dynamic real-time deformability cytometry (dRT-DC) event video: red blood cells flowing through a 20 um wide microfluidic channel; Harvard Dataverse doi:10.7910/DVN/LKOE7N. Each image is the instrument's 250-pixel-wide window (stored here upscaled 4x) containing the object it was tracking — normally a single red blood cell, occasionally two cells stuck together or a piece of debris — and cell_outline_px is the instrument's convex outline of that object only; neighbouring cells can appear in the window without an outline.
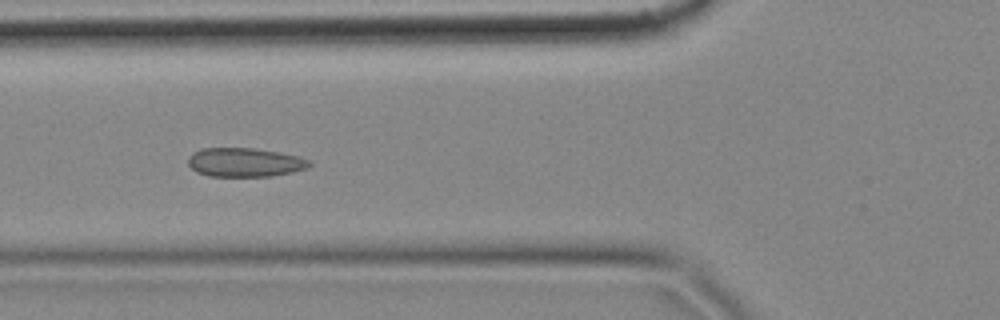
{"species": "common noctule bat (a hibernating species)", "species_latin": "Nyctalus noctula", "temperature_condition": "cold", "stored_images_in_passage": 58, "camera_frame_rate_fps": 3000, "um_per_image_px": 0.085, "animal": {"sex": "female", "body_mass_g": 18.4}, "frame": {"image": 1, "passage_image": 21, "time_ms": 6.667, "image_size_px": [1000, 320], "cell_outline_px": [[312, 164], [308, 168], [292, 172], [272, 176], [208, 176], [196, 172], [188, 164], [188, 160], [192, 152], [204, 148], [252, 148], [280, 152], [300, 156], [308, 160]], "centroid_in_image_um": [20.82, 13.8], "position_along_channel_um": 105.0, "area_um2": 20.52}}
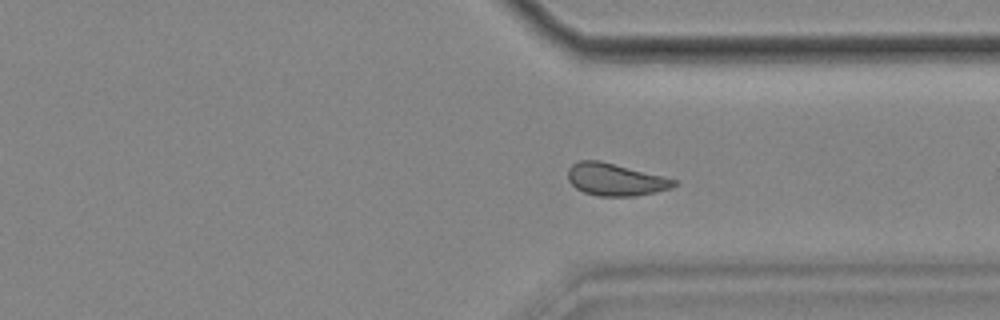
{"frame": {"image": 2, "passage_image": 43, "time_ms": 14.0, "image_size_px": [1000, 320], "cell_outline_px": [[676, 184], [672, 188], [636, 196], [600, 196], [584, 192], [576, 188], [568, 180], [568, 168], [572, 164], [580, 160], [600, 160], [664, 176], [676, 180]], "centroid_in_image_um": [52.3, 15.25], "position_along_channel_um": 359.1, "area_um2": 19.94}}
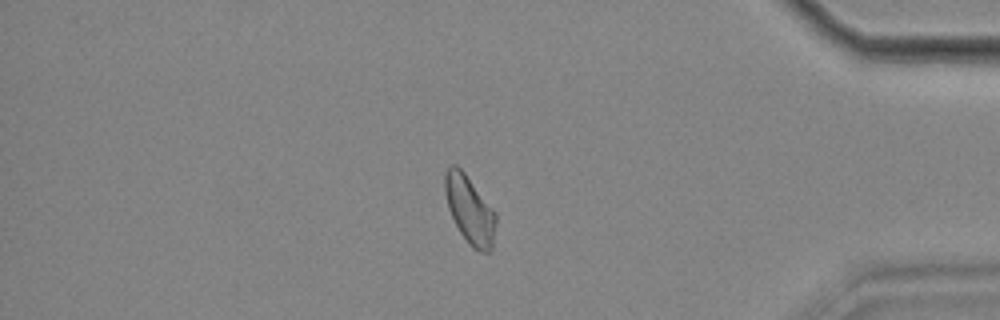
{"frame": {"image": 3, "passage_image": 49, "time_ms": 16.0, "image_size_px": [1000, 320], "cell_outline_px": [[496, 224], [492, 252], [480, 252], [472, 248], [468, 244], [460, 232], [448, 208], [444, 192], [444, 176], [448, 168], [452, 164], [456, 164], [464, 172], [496, 212]], "centroid_in_image_um": [39.94, 17.86], "position_along_channel_um": 395.3, "area_um2": 20.29}, "authors_computed_cell_mechanics": {"area_um2": 20.4901, "velocity_mm_per_s": 3.4618, "shape_relaxation_time_tau1_ms": null, "shape_relaxation_time_tau2_ms": 1.7188, "deformation_change_tau1": null, "deformation_change_tau2": 0.0753}}